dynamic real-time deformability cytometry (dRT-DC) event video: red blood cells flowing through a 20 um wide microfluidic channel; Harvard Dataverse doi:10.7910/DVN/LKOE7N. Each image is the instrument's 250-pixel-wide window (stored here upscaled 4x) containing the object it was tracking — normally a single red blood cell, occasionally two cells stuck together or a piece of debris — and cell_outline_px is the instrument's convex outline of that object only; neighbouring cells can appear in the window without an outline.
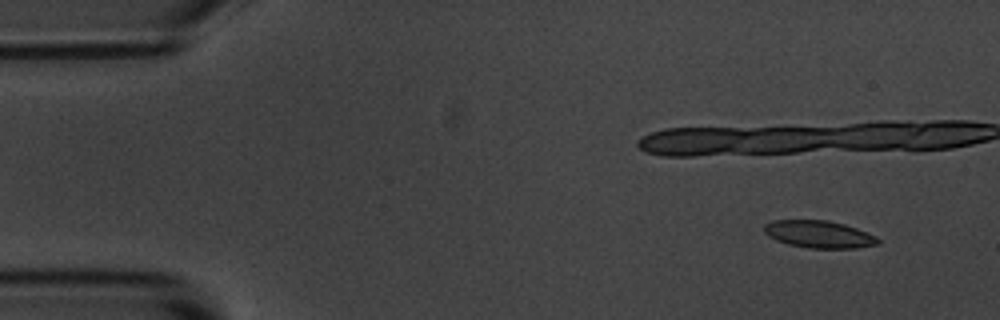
{"species": "common noctule bat (a hibernating species)", "species_latin": "Nyctalus noctula", "temperature_condition": "room temperature", "stored_images_in_passage": 5, "segment_of_instrument_passage": [2, 2], "camera_frame_rate_fps": 3000, "um_per_image_px": 0.085, "animal": {"sex": "male", "body_mass_g": 20.1, "forearm_length_mm": 53.5}, "frame": {"image": 1, "passage_image": 5, "time_ms": 5.667, "image_size_px": [1000, 320], "cell_outline_px": [[880, 244], [856, 248], [808, 248], [788, 244], [776, 240], [768, 236], [764, 232], [764, 224], [772, 220], [828, 220], [844, 224], [868, 232], [876, 236], [880, 240]], "centroid_in_image_um": [69.62, 19.91], "position_along_channel_um": 15.4, "area_um2": 18.26}}